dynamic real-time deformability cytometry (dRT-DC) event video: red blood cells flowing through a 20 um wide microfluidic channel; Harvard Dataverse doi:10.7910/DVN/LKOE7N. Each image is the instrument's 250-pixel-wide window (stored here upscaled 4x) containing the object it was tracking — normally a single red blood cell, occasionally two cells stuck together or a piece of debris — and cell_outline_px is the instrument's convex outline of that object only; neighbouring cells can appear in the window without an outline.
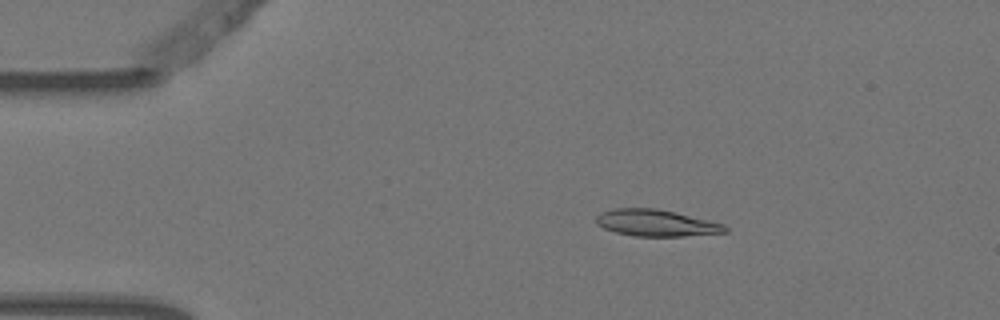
{"species": "Egyptian fruit bat (a non-hibernating species)", "species_latin": "Rousettus aegyptiacus", "temperature_condition": "warm", "stored_images_in_passage": 5, "camera_frame_rate_fps": 3000, "um_per_image_px": 0.085, "animal": {"sex": "female"}, "frame": {"image": 1, "passage_image": 2, "time_ms": 0.333, "image_size_px": [1000, 320], "cell_outline_px": [[728, 232], [684, 236], [636, 236], [616, 232], [604, 228], [596, 224], [596, 216], [600, 212], [612, 208], [656, 208], [708, 220], [724, 224], [728, 228]], "centroid_in_image_um": [55.75, 18.95], "position_along_channel_um": 29.3, "area_um2": 19.94}}
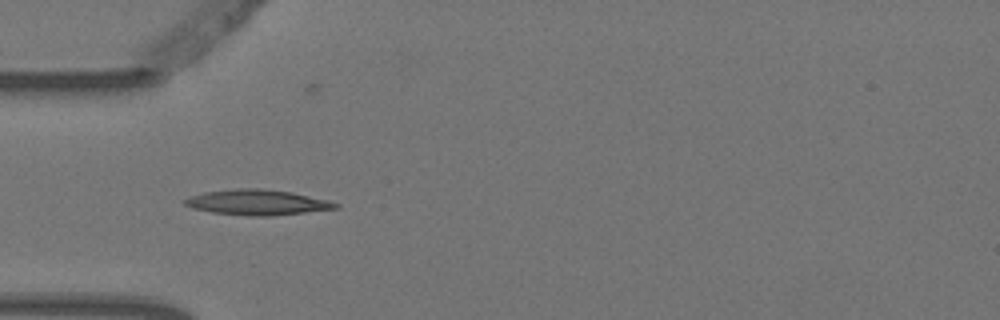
{"frame": {"image": 2, "passage_image": 4, "time_ms": 1.0, "image_size_px": [1000, 320], "cell_outline_px": [[340, 208], [268, 216], [248, 216], [212, 212], [192, 208], [184, 204], [184, 200], [188, 196], [204, 192], [236, 188], [260, 188], [292, 192], [328, 200], [340, 204]], "centroid_in_image_um": [21.85, 17.19], "position_along_channel_um": 63.1, "area_um2": 22.31}}
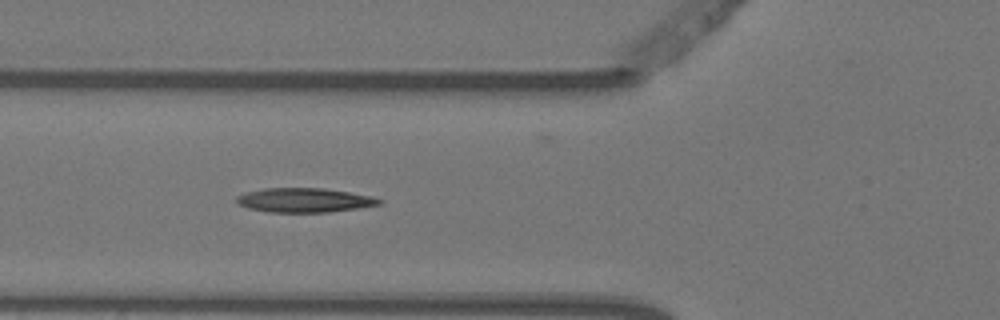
{"frame": {"image": 3, "passage_image": 5, "time_ms": 1.333, "image_size_px": [1000, 320], "cell_outline_px": [[384, 204], [328, 212], [268, 212], [248, 208], [240, 204], [236, 200], [236, 196], [248, 192], [264, 188], [324, 188], [372, 196], [384, 200]], "centroid_in_image_um": [25.91, 17.01], "position_along_channel_um": 99.9, "area_um2": 20.11}}